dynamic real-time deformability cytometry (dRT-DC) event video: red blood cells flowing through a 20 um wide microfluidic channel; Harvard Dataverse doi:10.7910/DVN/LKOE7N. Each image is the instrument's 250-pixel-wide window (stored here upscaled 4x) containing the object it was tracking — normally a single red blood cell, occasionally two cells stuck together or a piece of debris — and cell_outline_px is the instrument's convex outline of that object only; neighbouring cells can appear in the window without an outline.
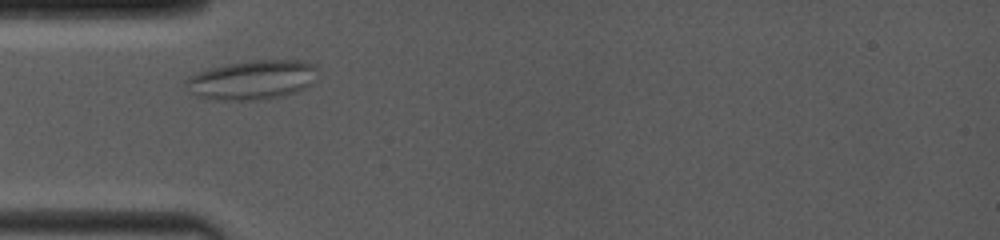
{"species": "common noctule bat (a hibernating species)", "species_latin": "Nyctalus noctula", "temperature_condition": "room temperature", "stored_images_in_passage": 13, "camera_frame_rate_fps": 4000, "um_per_image_px": 0.085, "animal": {"sex": "female", "body_mass_g": 19.0, "forearm_length_mm": 53.3}, "frame": {"image": 1, "passage_image": 2, "time_ms": 1.25, "image_size_px": [1000, 240], "cell_outline_px": [[316, 68], [312, 84], [296, 92], [264, 100], [220, 100], [196, 96], [184, 84], [184, 80], [188, 76], [212, 68], [228, 64], [256, 60], [304, 60], [316, 64]], "centroid_in_image_um": [21.45, 6.79], "position_along_channel_um": 63.5, "area_um2": 30.06}}
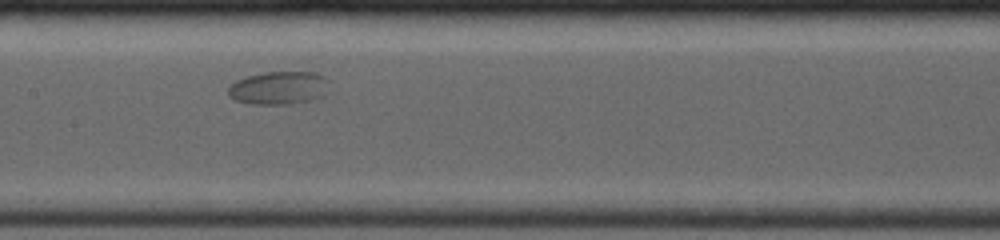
{"frame": {"image": 2, "passage_image": 5, "time_ms": 4.5, "image_size_px": [1000, 240], "cell_outline_px": [[332, 92], [308, 100], [288, 104], [252, 104], [236, 100], [228, 96], [228, 88], [236, 80], [248, 76], [264, 72], [316, 72], [324, 76]], "centroid_in_image_um": [23.72, 7.47], "position_along_channel_um": 183.7, "area_um2": 19.54}}
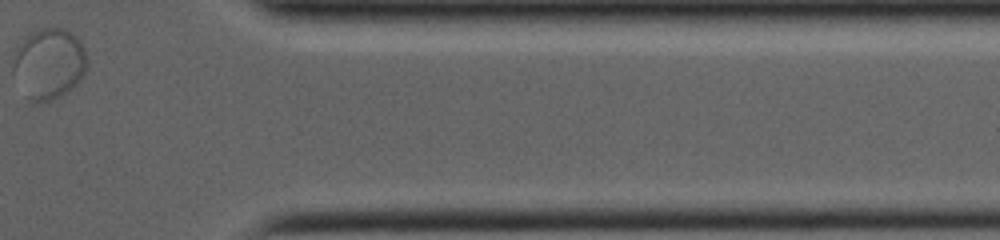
{"frame": {"image": 3, "passage_image": 13, "time_ms": 10.75, "image_size_px": [1000, 240], "cell_outline_px": [[88, 64], [80, 80], [68, 92], [52, 100], [28, 100], [12, 72], [12, 64], [16, 48], [32, 32], [40, 28], [64, 28], [72, 32], [80, 40], [84, 48]], "centroid_in_image_um": [4.17, 5.39], "position_along_channel_um": 407.2, "area_um2": 30.46}}